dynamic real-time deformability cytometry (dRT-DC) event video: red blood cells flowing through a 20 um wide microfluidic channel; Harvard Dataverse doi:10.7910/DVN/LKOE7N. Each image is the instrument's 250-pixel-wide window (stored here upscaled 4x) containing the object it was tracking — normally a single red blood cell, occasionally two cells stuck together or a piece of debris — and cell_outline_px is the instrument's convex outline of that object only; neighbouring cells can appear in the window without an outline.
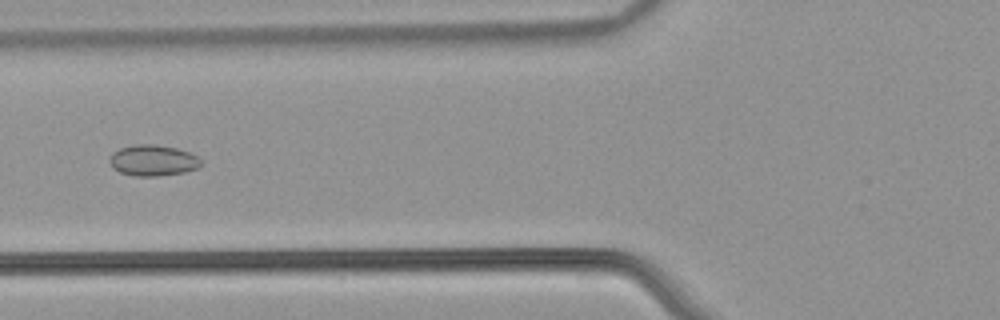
{"species": "common noctule bat (a hibernating species)", "species_latin": "Nyctalus noctula", "temperature_condition": "warm", "stored_images_in_passage": 49, "camera_frame_rate_fps": 3000, "um_per_image_px": 0.085, "animal": {"sex": "male", "body_mass_g": 21.5, "forearm_length_mm": 52.0}, "frame": {"image": 1, "passage_image": 17, "time_ms": 5.333, "image_size_px": [1000, 320], "cell_outline_px": [[200, 168], [184, 172], [160, 176], [132, 176], [120, 172], [112, 168], [108, 160], [112, 152], [120, 148], [136, 144], [156, 144], [176, 148], [188, 152], [196, 156], [200, 160]], "centroid_in_image_um": [12.96, 13.64], "position_along_channel_um": 112.8, "area_um2": 16.65}}
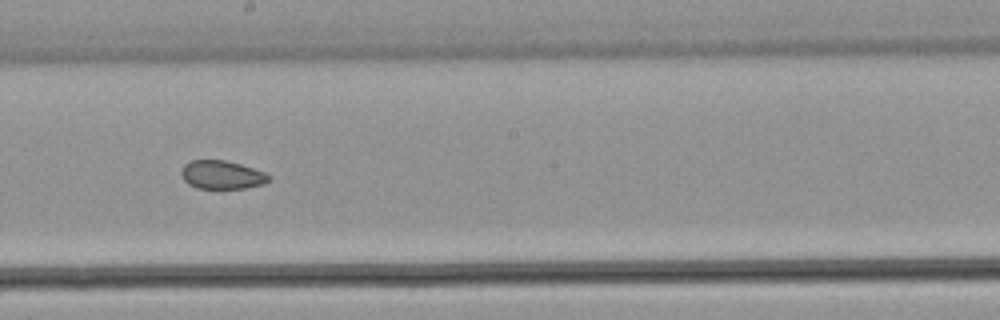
{"frame": {"image": 2, "passage_image": 26, "time_ms": 8.333, "image_size_px": [1000, 320], "cell_outline_px": [[272, 180], [264, 184], [244, 188], [196, 188], [188, 184], [184, 180], [180, 172], [184, 164], [192, 160], [224, 160], [240, 164], [264, 172], [272, 176]], "centroid_in_image_um": [18.87, 14.86], "position_along_channel_um": 229.3, "area_um2": 14.57}}
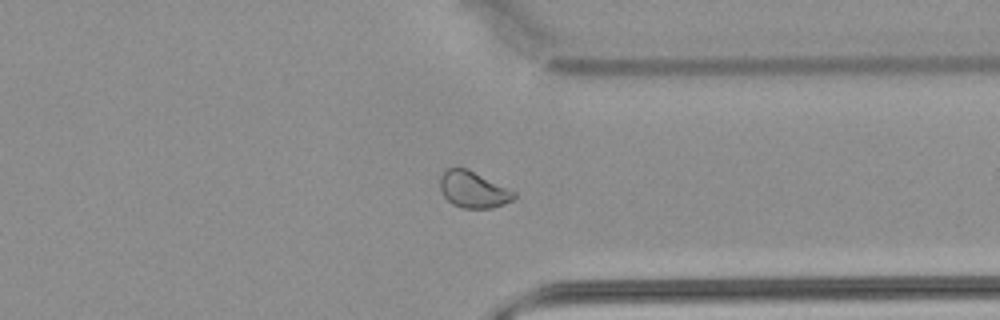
{"frame": {"image": 3, "passage_image": 37, "time_ms": 12.0, "image_size_px": [1000, 320], "cell_outline_px": [[516, 196], [512, 200], [504, 204], [492, 208], [460, 208], [452, 204], [444, 196], [440, 188], [440, 176], [448, 168], [468, 168], [516, 192]], "centroid_in_image_um": [40.23, 16.12], "position_along_channel_um": 371.2, "area_um2": 15.72}, "authors_computed_cell_mechanics": {"area_um2": 16.7042, "velocity_mm_per_s": 3.8859, "shape_relaxation_time_tau1_ms": null, "shape_relaxation_time_tau2_ms": 2.7233, "deformation_change_tau1": null, "deformation_change_tau2": 0.06}}